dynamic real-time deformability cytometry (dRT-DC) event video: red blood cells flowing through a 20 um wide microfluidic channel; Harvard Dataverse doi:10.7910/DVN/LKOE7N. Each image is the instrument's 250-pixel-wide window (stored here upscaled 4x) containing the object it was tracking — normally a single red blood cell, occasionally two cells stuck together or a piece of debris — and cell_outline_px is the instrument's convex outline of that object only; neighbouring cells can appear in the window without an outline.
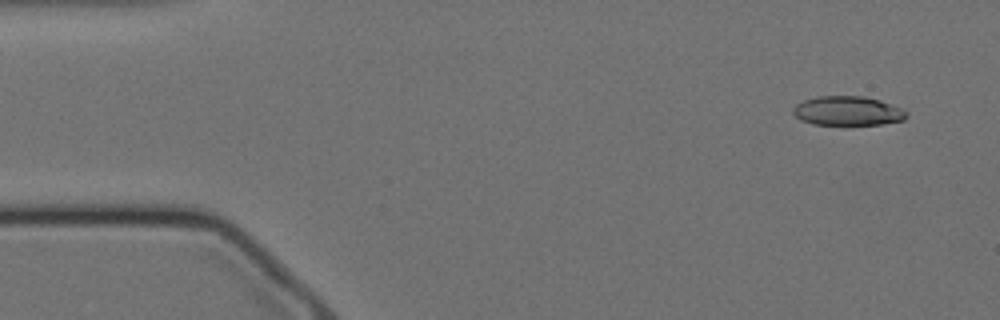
{"species": "Egyptian fruit bat (a non-hibernating species)", "species_latin": "Rousettus aegyptiacus", "temperature_condition": "cold", "stored_images_in_passage": 58, "camera_frame_rate_fps": 3000, "um_per_image_px": 0.085, "animal": {"sex": "female"}, "frame": {"image": 1, "passage_image": 4, "time_ms": 1.0, "image_size_px": [1000, 320], "cell_outline_px": [[908, 116], [904, 120], [880, 124], [812, 124], [800, 120], [792, 112], [792, 108], [796, 104], [804, 100], [820, 96], [864, 96], [880, 100], [900, 108], [908, 112]], "centroid_in_image_um": [72.04, 9.42], "position_along_channel_um": 13.0, "area_um2": 19.25}}
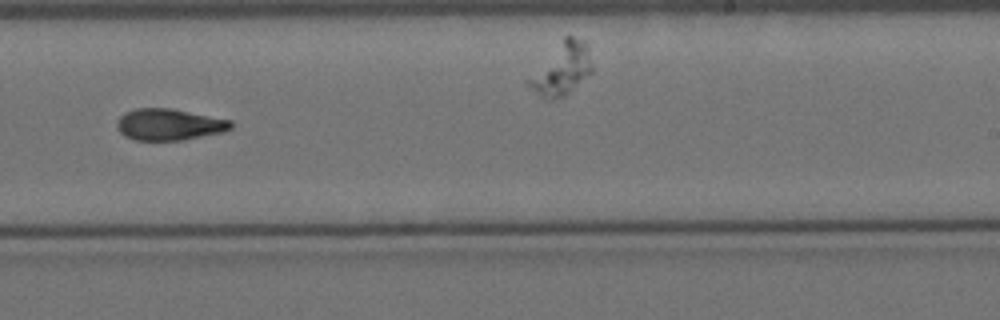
{"frame": {"image": 2, "passage_image": 35, "time_ms": 11.333, "image_size_px": [1000, 320], "cell_outline_px": [[232, 128], [224, 132], [184, 140], [132, 140], [124, 136], [116, 128], [116, 120], [124, 112], [136, 108], [168, 108], [232, 120]], "centroid_in_image_um": [14.34, 10.59], "position_along_channel_um": 274.7, "area_um2": 21.1}}
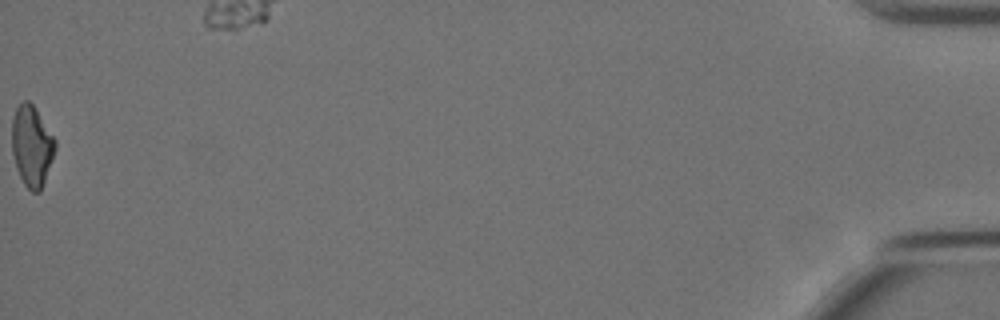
{"frame": {"image": 3, "passage_image": 58, "time_ms": 19.0, "image_size_px": [1000, 320], "cell_outline_px": [[56, 148], [40, 192], [32, 192], [24, 184], [16, 168], [12, 152], [12, 116], [16, 108], [24, 100], [28, 100], [36, 108], [56, 140]], "centroid_in_image_um": [2.69, 12.38], "position_along_channel_um": 432.5, "area_um2": 20.35}, "authors_computed_cell_mechanics": {"area_um2": 20.6924, "velocity_mm_per_s": 3.4768, "shape_relaxation_time_tau1_ms": 9.5309, "shape_relaxation_time_tau2_ms": 3.5748, "deformation_change_tau1": 0.2339, "deformation_change_tau2": 0.1096}}